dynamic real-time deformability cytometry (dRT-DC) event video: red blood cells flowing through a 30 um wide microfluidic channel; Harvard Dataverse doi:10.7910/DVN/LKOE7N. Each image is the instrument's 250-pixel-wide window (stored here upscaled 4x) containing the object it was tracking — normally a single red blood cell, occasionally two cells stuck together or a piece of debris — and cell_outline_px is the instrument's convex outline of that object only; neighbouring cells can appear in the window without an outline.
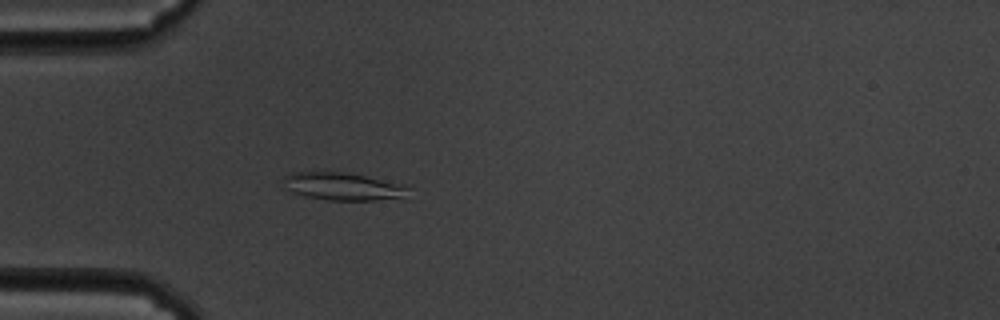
{"species": "common noctule bat (a hibernating species)", "species_latin": "Nyctalus noctula", "temperature_condition": "cold", "stored_images_in_passage": 49, "camera_frame_rate_fps": 3000, "um_per_image_px": 0.085, "animal": {"sex": "male", "body_mass_g": 19.5, "forearm_length_mm": 54.6}, "frame": {"image": 1, "passage_image": 7, "time_ms": 2.0, "image_size_px": [1000, 320], "cell_outline_px": [[408, 188], [400, 196], [376, 200], [328, 200], [304, 196], [292, 192], [284, 188], [284, 176], [292, 172], [344, 172], [408, 184]], "centroid_in_image_um": [29.08, 15.83], "position_along_channel_um": 55.9, "area_um2": 19.94}}
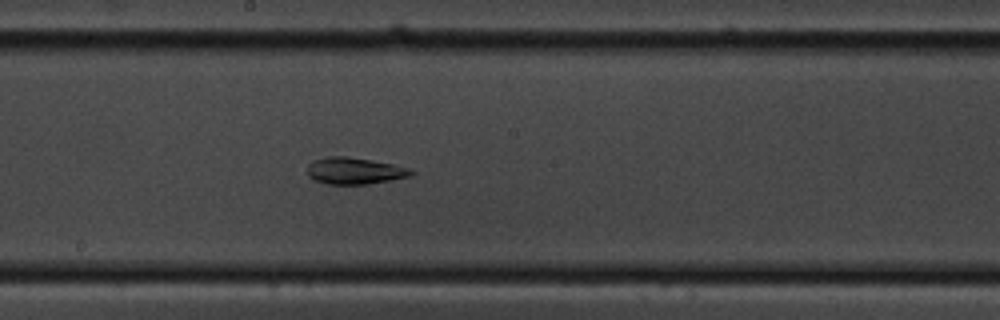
{"frame": {"image": 2, "passage_image": 22, "time_ms": 7.0, "image_size_px": [1000, 320], "cell_outline_px": [[416, 172], [412, 176], [392, 180], [368, 184], [328, 184], [312, 180], [308, 176], [308, 164], [312, 160], [328, 156], [348, 156], [372, 160], [412, 168]], "centroid_in_image_um": [30.16, 14.52], "position_along_channel_um": 218.0, "area_um2": 16.47}}
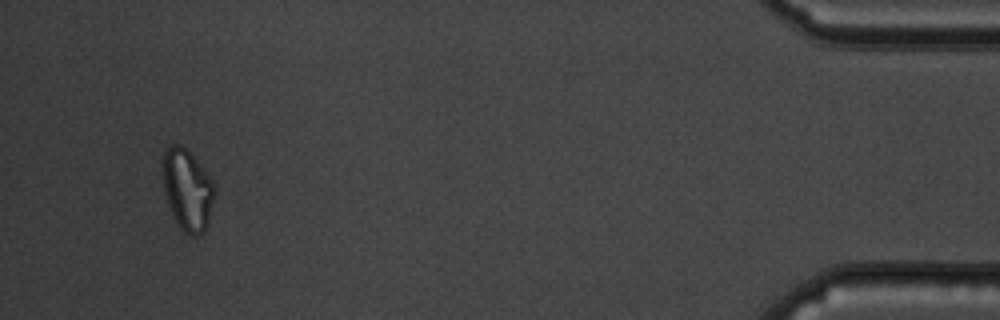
{"frame": {"image": 3, "passage_image": 46, "time_ms": 15.0, "image_size_px": [1000, 320], "cell_outline_px": [[216, 192], [208, 224], [204, 232], [196, 236], [192, 236], [184, 232], [180, 228], [168, 204], [164, 192], [164, 152], [172, 144], [180, 144], [204, 168], [212, 180], [216, 188]], "centroid_in_image_um": [15.97, 16.17], "position_along_channel_um": 419.2, "area_um2": 24.28}, "authors_computed_cell_mechanics": {"area_um2": 19.5942, "velocity_mm_per_s": 3.3882, "shape_relaxation_time_tau1_ms": null, "shape_relaxation_time_tau2_ms": 2.6855, "deformation_change_tau1": null, "deformation_change_tau2": 0.0979}}